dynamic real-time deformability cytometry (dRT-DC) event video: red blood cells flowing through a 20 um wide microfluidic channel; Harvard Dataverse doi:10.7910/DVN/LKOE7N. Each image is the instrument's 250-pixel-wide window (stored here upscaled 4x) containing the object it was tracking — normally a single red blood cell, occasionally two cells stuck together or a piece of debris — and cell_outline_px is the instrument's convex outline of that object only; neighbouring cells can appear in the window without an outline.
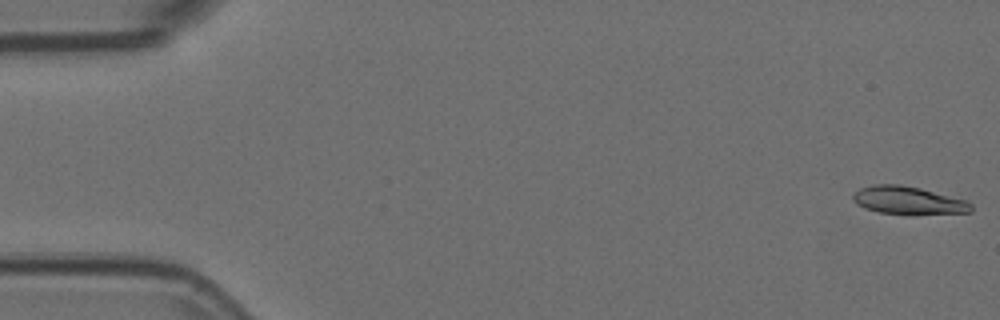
{"species": "Egyptian fruit bat (a non-hibernating species)", "species_latin": "Rousettus aegyptiacus", "temperature_condition": "room temperature", "stored_images_in_passage": 50, "camera_frame_rate_fps": 3000, "um_per_image_px": 0.085, "animal": {"sex": "female"}, "frame": {"image": 1, "passage_image": 1, "time_ms": 0.0, "image_size_px": [1000, 320], "cell_outline_px": [[972, 212], [880, 212], [864, 208], [856, 204], [852, 200], [852, 192], [860, 188], [872, 184], [900, 184], [920, 188], [968, 200], [972, 204]], "centroid_in_image_um": [77.13, 16.98], "position_along_channel_um": 7.9, "area_um2": 18.61}}
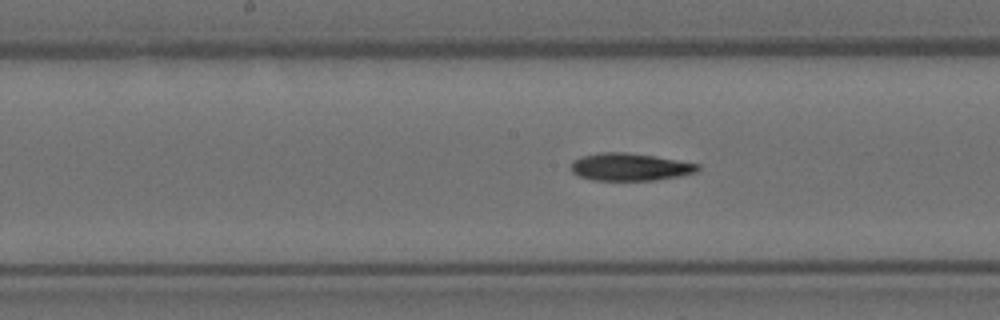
{"frame": {"image": 2, "passage_image": 27, "time_ms": 8.667, "image_size_px": [1000, 320], "cell_outline_px": [[700, 168], [696, 172], [680, 176], [656, 180], [592, 180], [580, 176], [572, 172], [572, 160], [580, 156], [600, 152], [624, 152], [652, 156], [700, 164]], "centroid_in_image_um": [53.53, 14.19], "position_along_channel_um": 194.7, "area_um2": 20.23}}
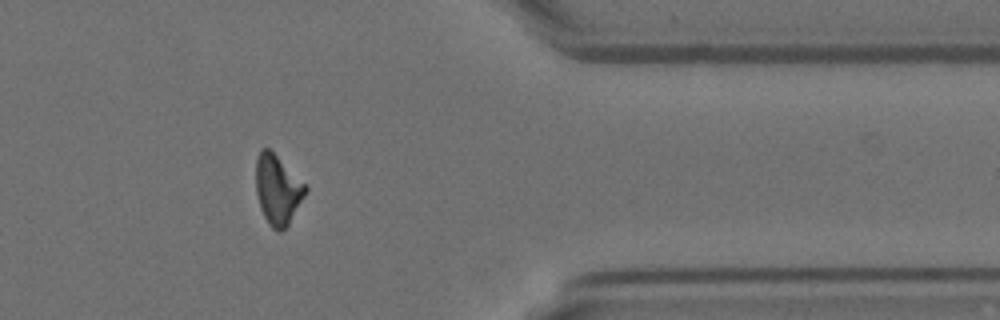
{"frame": {"image": 3, "passage_image": 44, "time_ms": 14.333, "image_size_px": [1000, 320], "cell_outline_px": [[308, 188], [304, 196], [288, 224], [280, 232], [276, 232], [268, 224], [260, 208], [256, 192], [256, 156], [260, 148], [268, 148], [308, 184]], "centroid_in_image_um": [23.59, 16.1], "position_along_channel_um": 387.8, "area_um2": 20.23}, "authors_computed_cell_mechanics": {"area_um2": 20.23, "velocity_mm_per_s": 3.7551, "shape_relaxation_time_tau1_ms": 7.0331, "shape_relaxation_time_tau2_ms": 6.5849, "deformation_change_tau1": 0.1954, "deformation_change_tau2": 0.162}}